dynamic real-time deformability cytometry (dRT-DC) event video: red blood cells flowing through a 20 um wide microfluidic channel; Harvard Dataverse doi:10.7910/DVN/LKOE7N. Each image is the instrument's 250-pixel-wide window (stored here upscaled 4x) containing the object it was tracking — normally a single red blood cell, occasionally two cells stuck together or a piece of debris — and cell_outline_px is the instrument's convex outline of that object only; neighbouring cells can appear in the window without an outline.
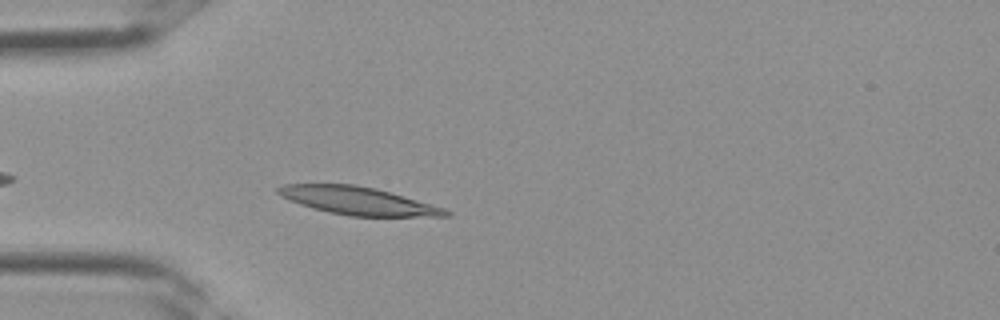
{"species": "Egyptian fruit bat (a non-hibernating species)", "species_latin": "Rousettus aegyptiacus", "temperature_condition": "room temperature", "stored_images_in_passage": 3, "camera_frame_rate_fps": 3000, "um_per_image_px": 0.085, "frame": {"image": 1, "passage_image": 3, "time_ms": 0.667, "image_size_px": [1000, 320], "cell_outline_px": [[452, 216], [348, 216], [328, 212], [312, 208], [300, 204], [280, 196], [276, 192], [276, 188], [284, 184], [356, 184], [376, 188], [444, 208], [452, 212]], "centroid_in_image_um": [30.4, 17.06], "position_along_channel_um": 54.6, "area_um2": 27.11}}